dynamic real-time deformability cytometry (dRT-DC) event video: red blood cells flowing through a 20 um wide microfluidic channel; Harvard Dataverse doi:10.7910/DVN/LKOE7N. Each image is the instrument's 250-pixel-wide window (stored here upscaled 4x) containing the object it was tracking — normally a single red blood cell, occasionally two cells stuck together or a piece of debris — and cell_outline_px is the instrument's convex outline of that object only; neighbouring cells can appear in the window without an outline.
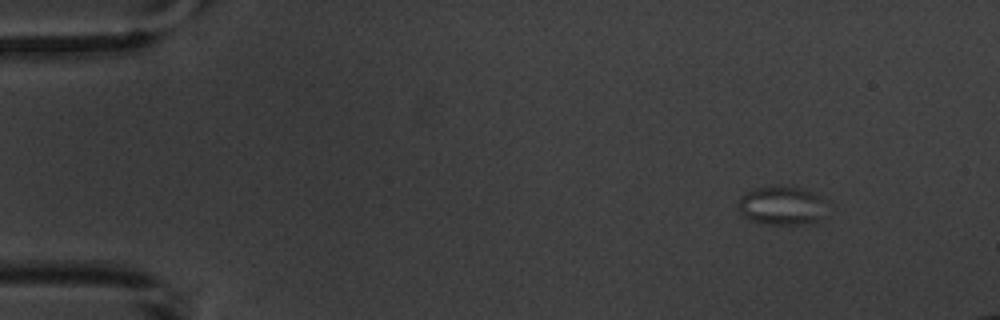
{"species": "common noctule bat (a hibernating species)", "species_latin": "Nyctalus noctula", "temperature_condition": "warm", "stored_images_in_passage": 5, "camera_frame_rate_fps": 3000, "um_per_image_px": 0.085, "animal": {"sex": "male", "body_mass_g": 20.1, "forearm_length_mm": 53.5}, "frame": {"image": 1, "passage_image": 1, "time_ms": 0.0, "image_size_px": [1000, 320], "cell_outline_px": [[820, 216], [812, 224], [764, 224], [748, 220], [740, 212], [740, 196], [744, 192], [756, 188], [792, 184], [812, 192], [820, 196]], "centroid_in_image_um": [66.35, 17.45], "position_along_channel_um": 18.6, "area_um2": 19.71}}
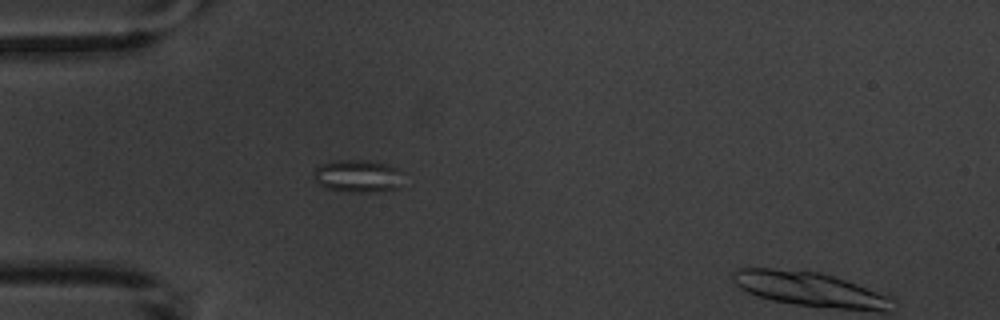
{"frame": {"image": 2, "passage_image": 4, "time_ms": 3.667, "image_size_px": [1000, 320], "cell_outline_px": [[400, 188], [372, 192], [356, 192], [328, 188], [320, 184], [316, 180], [316, 168], [320, 164], [336, 160], [368, 160], [388, 164], [396, 168], [400, 172]], "centroid_in_image_um": [30.44, 14.95], "position_along_channel_um": 54.6, "area_um2": 16.65}}